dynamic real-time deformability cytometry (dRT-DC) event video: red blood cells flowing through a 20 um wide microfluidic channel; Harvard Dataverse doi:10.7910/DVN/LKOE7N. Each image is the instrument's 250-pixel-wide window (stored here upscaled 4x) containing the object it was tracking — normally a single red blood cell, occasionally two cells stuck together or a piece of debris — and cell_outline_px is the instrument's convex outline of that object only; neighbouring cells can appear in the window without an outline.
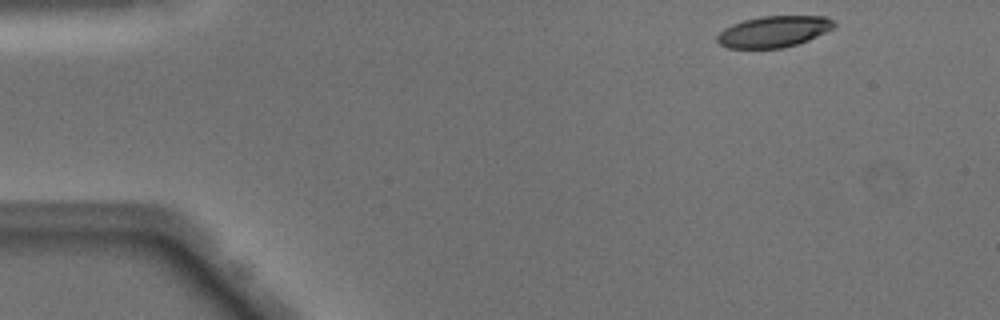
{"species": "Egyptian fruit bat (a non-hibernating species)", "species_latin": "Rousettus aegyptiacus", "temperature_condition": "warm", "stored_images_in_passage": 45, "camera_frame_rate_fps": 3000, "um_per_image_px": 0.085, "animal": {"sex": "male"}, "frame": {"image": 1, "passage_image": 1, "time_ms": 0.0, "image_size_px": [1000, 320], "cell_outline_px": [[836, 24], [832, 28], [808, 40], [784, 48], [728, 48], [720, 44], [716, 40], [716, 36], [724, 28], [732, 24], [744, 20], [760, 16], [828, 16]], "centroid_in_image_um": [65.74, 2.68], "position_along_channel_um": 19.3, "area_um2": 21.21}}
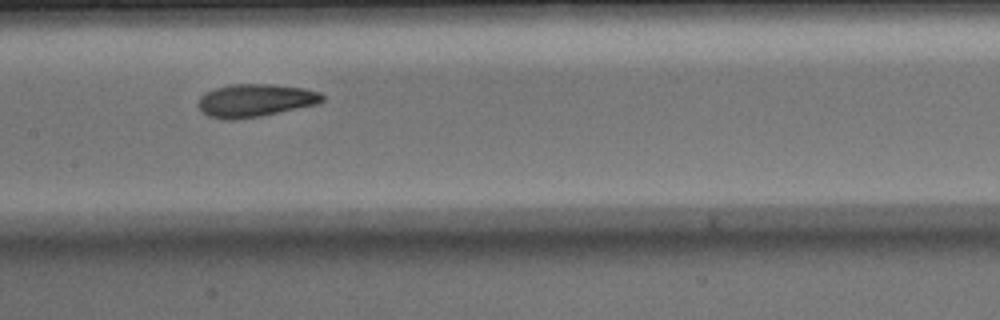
{"frame": {"image": 2, "passage_image": 20, "time_ms": 6.333, "image_size_px": [1000, 320], "cell_outline_px": [[324, 100], [316, 104], [260, 116], [236, 120], [224, 120], [208, 116], [200, 112], [196, 104], [200, 96], [216, 88], [228, 84], [276, 84], [304, 88], [320, 92], [324, 96]], "centroid_in_image_um": [21.65, 8.54], "position_along_channel_um": 185.8, "area_um2": 23.99}}
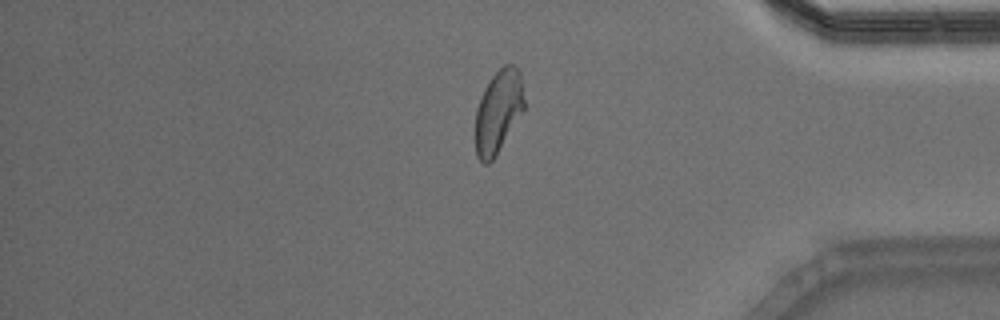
{"frame": {"image": 3, "passage_image": 37, "time_ms": 12.0, "image_size_px": [1000, 320], "cell_outline_px": [[524, 108], [492, 160], [488, 164], [484, 164], [476, 156], [476, 108], [484, 88], [488, 80], [504, 64], [512, 64], [520, 72], [524, 100]], "centroid_in_image_um": [42.33, 9.44], "position_along_channel_um": 392.9, "area_um2": 23.12}, "authors_computed_cell_mechanics": {"area_um2": 23.409, "velocity_mm_per_s": 4.0867, "shape_relaxation_time_tau1_ms": 5.05, "shape_relaxation_time_tau2_ms": 2.1397, "deformation_change_tau1": 0.18, "deformation_change_tau2": 0.0856}}